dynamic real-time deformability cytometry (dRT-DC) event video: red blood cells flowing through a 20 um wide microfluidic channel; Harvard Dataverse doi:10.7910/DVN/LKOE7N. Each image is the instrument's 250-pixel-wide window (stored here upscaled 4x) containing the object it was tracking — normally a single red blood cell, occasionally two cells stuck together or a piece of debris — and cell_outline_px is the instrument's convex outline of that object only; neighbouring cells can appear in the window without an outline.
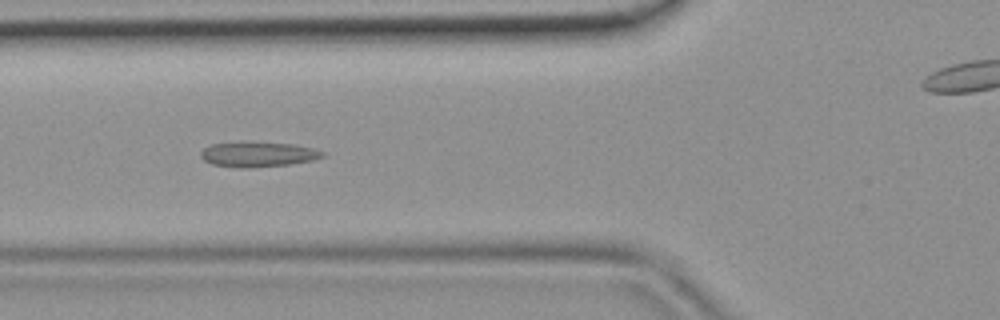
{"species": "common noctule bat (a hibernating species)", "species_latin": "Nyctalus noctula", "temperature_condition": "room temperature", "stored_images_in_passage": 33, "camera_frame_rate_fps": 3000, "um_per_image_px": 0.085, "animal": {"sex": "female", "body_mass_g": 19.9}, "frame": {"image": 1, "passage_image": 4, "time_ms": 1.0, "image_size_px": [1000, 320], "cell_outline_px": [[324, 156], [312, 160], [288, 164], [248, 168], [240, 168], [212, 164], [204, 160], [200, 156], [200, 152], [204, 148], [212, 144], [240, 140], [252, 140], [292, 144], [312, 148], [324, 152]], "centroid_in_image_um": [21.87, 13.08], "position_along_channel_um": 103.9, "area_um2": 18.21}}
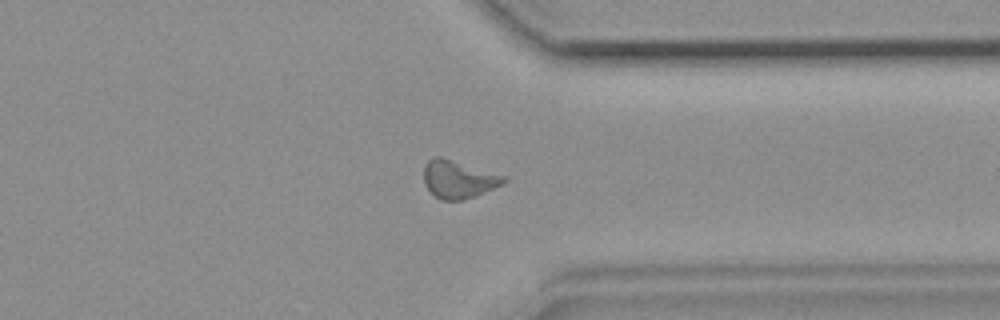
{"frame": {"image": 2, "passage_image": 22, "time_ms": 7.0, "image_size_px": [1000, 320], "cell_outline_px": [[508, 180], [504, 184], [476, 196], [464, 200], [444, 200], [436, 196], [424, 184], [424, 164], [432, 156], [440, 156], [508, 176]], "centroid_in_image_um": [39.01, 15.22], "position_along_channel_um": 372.4, "area_um2": 17.86}}
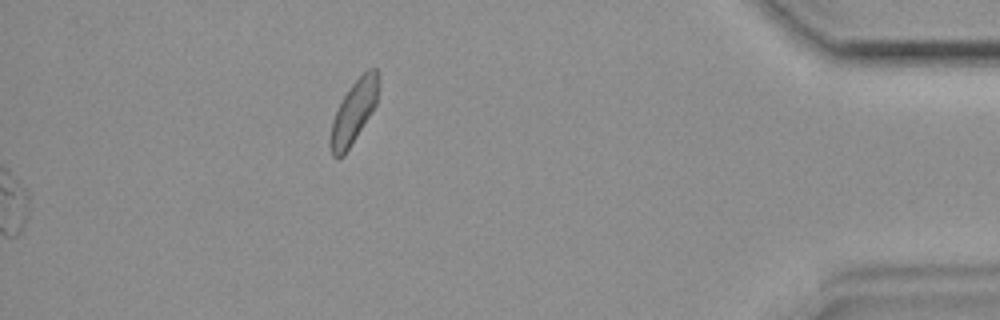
{"frame": {"image": 3, "passage_image": 33, "time_ms": 10.667, "image_size_px": [1000, 320], "cell_outline_px": [[380, 80], [376, 104], [372, 112], [344, 156], [336, 160], [332, 156], [328, 144], [328, 140], [332, 120], [344, 96], [352, 84], [368, 68], [376, 68]], "centroid_in_image_um": [30.05, 9.57], "position_along_channel_um": 405.1, "area_um2": 17.74}}